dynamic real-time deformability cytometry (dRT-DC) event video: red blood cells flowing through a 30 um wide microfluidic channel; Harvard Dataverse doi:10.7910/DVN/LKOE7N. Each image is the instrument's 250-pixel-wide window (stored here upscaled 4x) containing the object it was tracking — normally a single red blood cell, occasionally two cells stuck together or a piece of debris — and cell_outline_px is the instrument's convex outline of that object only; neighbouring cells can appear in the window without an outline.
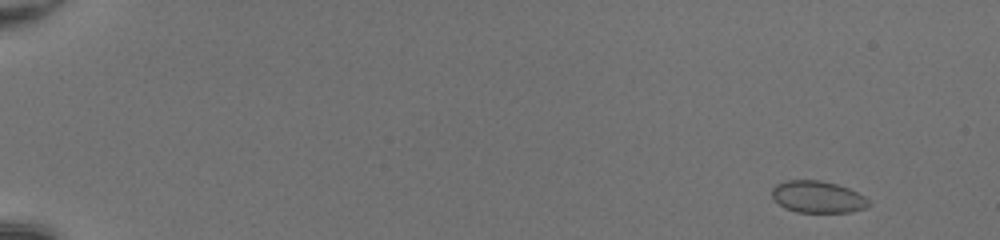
{"species": "common noctule bat (a hibernating species)", "species_latin": "Nyctalus noctula", "temperature_condition": "room temperature", "stored_images_in_passage": 48, "camera_frame_rate_fps": 3000, "um_per_image_px": 0.085, "animal": {"sex": "female", "body_mass_g": 20.0, "forearm_length_mm": 54.0}, "frame": {"image": 1, "passage_image": 1, "time_ms": 0.0, "image_size_px": [1000, 240], "cell_outline_px": [[872, 204], [868, 208], [852, 212], [796, 212], [784, 208], [772, 196], [772, 188], [776, 184], [784, 180], [820, 180], [836, 184], [848, 188], [864, 196]], "centroid_in_image_um": [69.52, 16.74], "position_along_channel_um": 15.5, "area_um2": 18.09}}
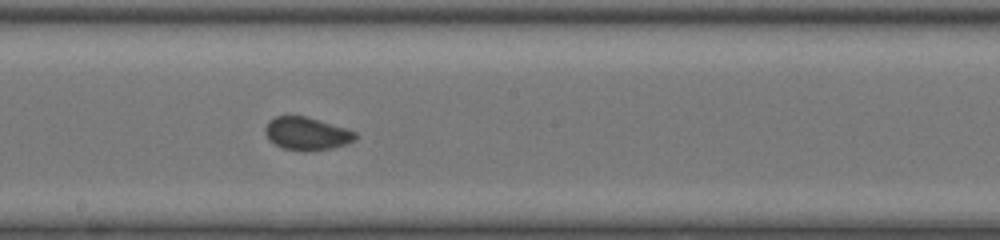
{"frame": {"image": 2, "passage_image": 28, "time_ms": 9.0, "image_size_px": [1000, 240], "cell_outline_px": [[356, 140], [348, 144], [332, 148], [308, 152], [304, 152], [284, 148], [268, 140], [264, 132], [264, 128], [268, 120], [276, 116], [304, 116], [348, 128], [356, 132]], "centroid_in_image_um": [26.08, 11.37], "position_along_channel_um": 222.1, "area_um2": 17.57}}
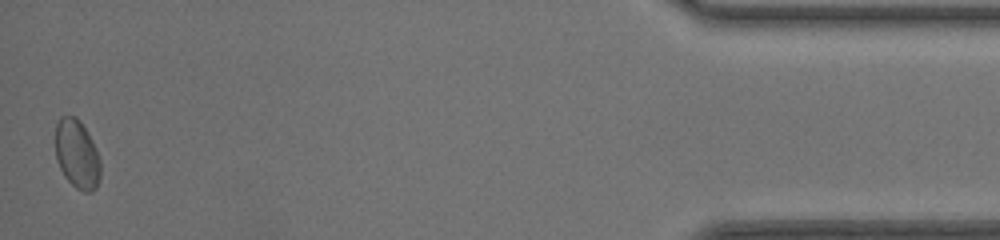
{"frame": {"image": 3, "passage_image": 48, "time_ms": 15.667, "image_size_px": [1000, 240], "cell_outline_px": [[100, 180], [96, 188], [92, 192], [84, 192], [76, 188], [64, 176], [56, 160], [56, 124], [60, 116], [76, 116], [80, 120], [92, 140], [96, 148], [100, 160]], "centroid_in_image_um": [6.55, 13.11], "position_along_channel_um": 428.6, "area_um2": 18.21}}